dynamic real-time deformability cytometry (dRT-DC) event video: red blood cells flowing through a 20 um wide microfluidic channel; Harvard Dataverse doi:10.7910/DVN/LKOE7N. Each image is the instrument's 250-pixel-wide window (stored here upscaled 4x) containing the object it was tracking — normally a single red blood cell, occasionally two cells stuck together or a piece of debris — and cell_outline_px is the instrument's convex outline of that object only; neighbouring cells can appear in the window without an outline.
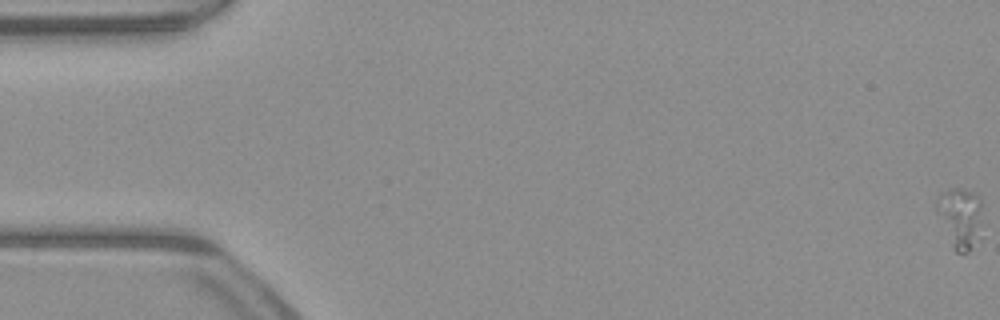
{"species": "common noctule bat (a hibernating species)", "species_latin": "Nyctalus noctula", "temperature_condition": "warm", "stored_images_in_passage": 13, "segment_of_instrument_passage": [1, 2], "camera_frame_rate_fps": 3000, "um_per_image_px": 0.085, "animal": {"sex": "male", "body_mass_g": 23.1, "forearm_length_mm": 52.7}, "frame": {"image": 1, "passage_image": 1, "time_ms": 0.0, "image_size_px": [1000, 320], "cell_outline_px": [[980, 236], [968, 252], [956, 252], [936, 208], [936, 196], [940, 192], [952, 188], [960, 188], [972, 192], [980, 200]], "centroid_in_image_um": [81.6, 18.45], "position_along_channel_um": 3.4, "area_um2": 15.49}}